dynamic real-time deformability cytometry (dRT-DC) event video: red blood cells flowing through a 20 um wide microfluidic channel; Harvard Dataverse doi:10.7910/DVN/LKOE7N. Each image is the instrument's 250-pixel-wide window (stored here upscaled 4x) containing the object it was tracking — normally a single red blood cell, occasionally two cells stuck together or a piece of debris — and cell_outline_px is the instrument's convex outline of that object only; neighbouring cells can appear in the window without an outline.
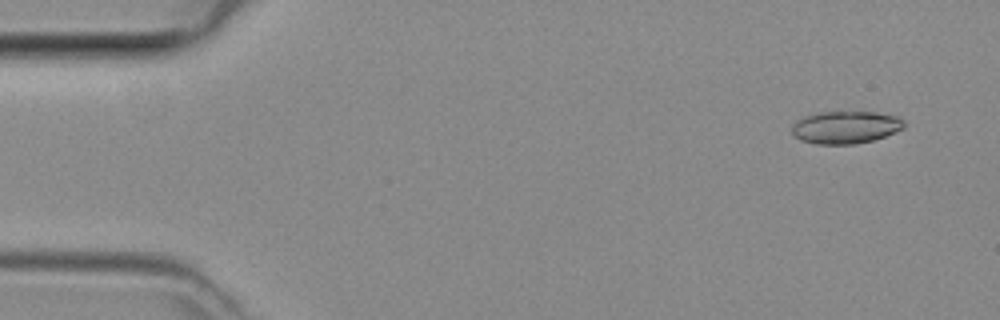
{"species": "common noctule bat (a hibernating species)", "species_latin": "Nyctalus noctula", "temperature_condition": "room temperature", "stored_images_in_passage": 6, "camera_frame_rate_fps": 3000, "um_per_image_px": 0.085, "animal": {"sex": "female", "body_mass_g": 29.2, "forearm_length_mm": 56.3}, "frame": {"image": 1, "passage_image": 1, "time_ms": 0.0, "image_size_px": [1000, 320], "cell_outline_px": [[904, 128], [884, 136], [872, 140], [856, 144], [816, 144], [800, 140], [792, 132], [792, 128], [796, 120], [804, 116], [820, 112], [876, 112], [896, 116], [904, 120]], "centroid_in_image_um": [71.87, 10.82], "position_along_channel_um": 13.1, "area_um2": 21.15}}
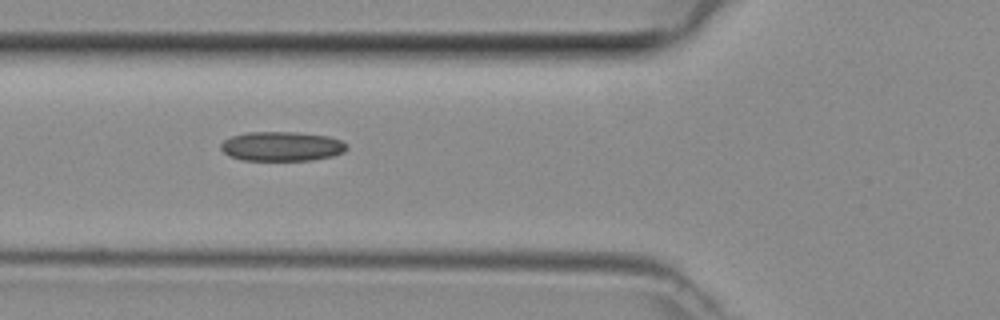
{"frame": {"image": 2, "passage_image": 5, "time_ms": 1.333, "image_size_px": [1000, 320], "cell_outline_px": [[348, 148], [344, 152], [332, 156], [312, 160], [244, 160], [228, 156], [220, 148], [220, 144], [224, 140], [232, 136], [248, 132], [296, 132], [328, 136], [340, 140], [348, 144]], "centroid_in_image_um": [23.96, 12.44], "position_along_channel_um": 101.8, "area_um2": 21.68}}
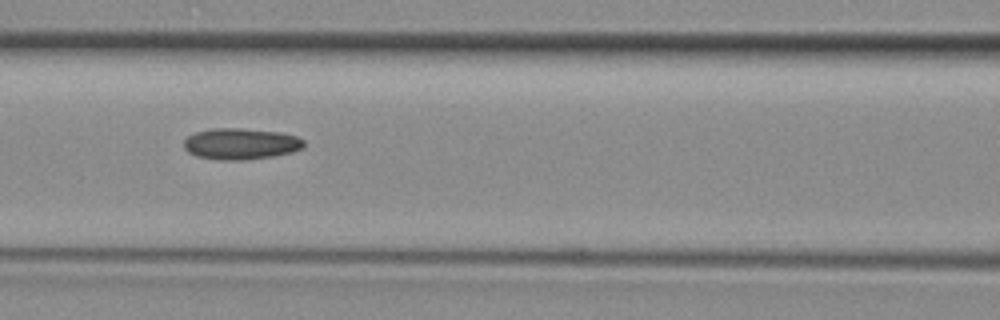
{"frame": {"image": 3, "passage_image": 6, "time_ms": 1.667, "image_size_px": [1000, 320], "cell_outline_px": [[304, 148], [292, 152], [272, 156], [244, 160], [220, 160], [196, 156], [188, 152], [184, 148], [184, 140], [188, 136], [196, 132], [216, 128], [240, 128], [280, 132], [296, 136], [304, 140]], "centroid_in_image_um": [20.47, 12.23], "position_along_channel_um": 146.1, "area_um2": 21.85}}